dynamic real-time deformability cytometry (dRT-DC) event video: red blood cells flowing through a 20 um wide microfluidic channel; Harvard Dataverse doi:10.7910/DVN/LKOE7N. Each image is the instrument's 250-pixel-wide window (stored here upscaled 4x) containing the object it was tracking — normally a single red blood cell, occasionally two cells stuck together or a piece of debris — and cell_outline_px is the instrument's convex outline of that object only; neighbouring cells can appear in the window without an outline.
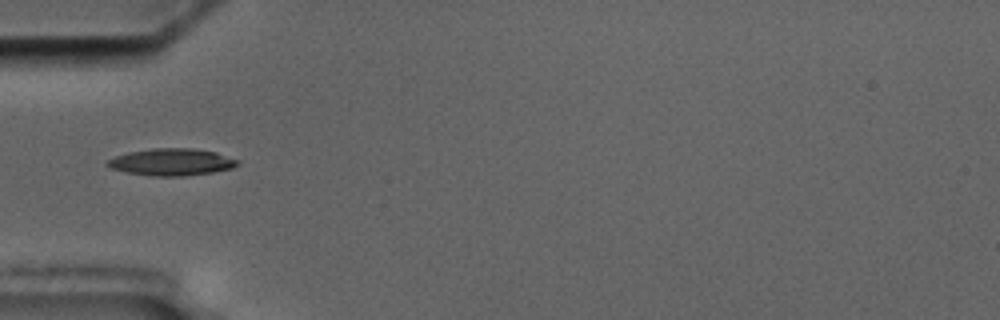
{"species": "common noctule bat (a hibernating species)", "species_latin": "Nyctalus noctula", "temperature_condition": "cold", "stored_images_in_passage": 2, "camera_frame_rate_fps": 3000, "um_per_image_px": 0.085, "animal": {"sex": "male", "body_mass_g": 17.5, "forearm_length_mm": 52.3}, "frame": {"image": 1, "passage_image": 1, "time_ms": 0.0, "image_size_px": [1000, 320], "cell_outline_px": [[240, 164], [232, 168], [212, 172], [184, 176], [152, 176], [128, 172], [108, 168], [104, 164], [108, 160], [116, 156], [128, 152], [152, 148], [188, 148], [216, 152], [240, 160]], "centroid_in_image_um": [14.58, 13.77], "position_along_channel_um": 70.4, "area_um2": 20.52}}